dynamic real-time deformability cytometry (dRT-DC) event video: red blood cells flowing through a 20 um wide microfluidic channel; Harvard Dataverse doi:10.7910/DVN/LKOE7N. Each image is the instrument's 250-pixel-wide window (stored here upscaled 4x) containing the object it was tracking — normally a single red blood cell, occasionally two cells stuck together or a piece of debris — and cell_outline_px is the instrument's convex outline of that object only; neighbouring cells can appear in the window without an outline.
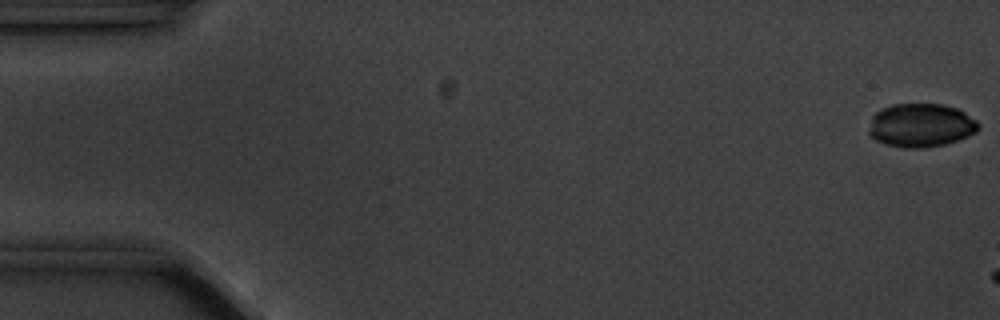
{"species": "common noctule bat (a hibernating species)", "species_latin": "Nyctalus noctula", "temperature_condition": "cold", "stored_images_in_passage": 7, "camera_frame_rate_fps": 3000, "um_per_image_px": 0.085, "animal": {"sex": "male", "body_mass_g": 20.1, "forearm_length_mm": 53.5}, "frame": {"image": 1, "passage_image": 1, "time_ms": 0.0, "image_size_px": [1000, 320], "cell_outline_px": [[980, 128], [976, 132], [968, 136], [944, 144], [924, 148], [904, 148], [888, 144], [876, 140], [868, 132], [872, 116], [876, 112], [892, 104], [944, 104], [956, 108], [964, 112], [976, 120], [980, 124]], "centroid_in_image_um": [78.29, 10.65], "position_along_channel_um": 6.7, "area_um2": 27.74}}